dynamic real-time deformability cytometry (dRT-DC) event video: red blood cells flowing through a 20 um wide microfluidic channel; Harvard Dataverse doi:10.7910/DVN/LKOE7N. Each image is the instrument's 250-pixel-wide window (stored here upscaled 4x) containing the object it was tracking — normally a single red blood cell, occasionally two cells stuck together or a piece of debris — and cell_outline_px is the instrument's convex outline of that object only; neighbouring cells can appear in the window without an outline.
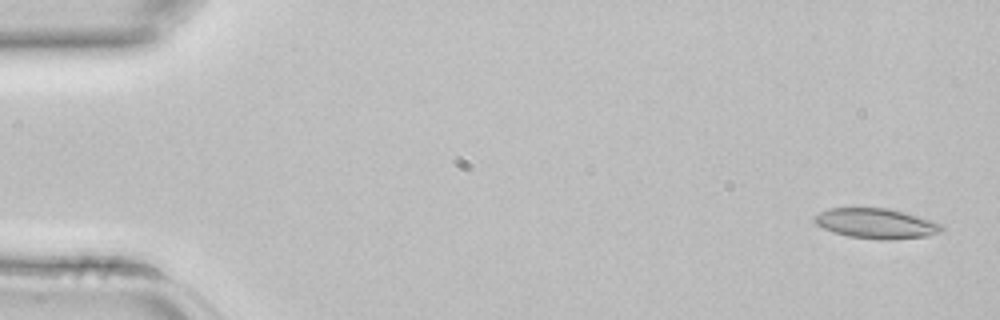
{"species": "common noctule bat (a hibernating species)", "species_latin": "Nyctalus noctula", "temperature_condition": "room temperature", "stored_images_in_passage": 4, "camera_frame_rate_fps": 3000, "um_per_image_px": 0.085, "animal": {"sex": "female", "body_mass_g": 22.7, "forearm_length_mm": 54.2}, "frame": {"image": 1, "passage_image": 1, "time_ms": 0.0, "image_size_px": [1000, 320], "cell_outline_px": [[944, 232], [928, 236], [892, 240], [880, 240], [848, 236], [824, 228], [816, 224], [812, 220], [812, 216], [828, 208], [888, 208], [904, 212], [932, 220], [940, 224], [944, 228]], "centroid_in_image_um": [74.49, 19.0], "position_along_channel_um": 10.5, "area_um2": 22.48}}
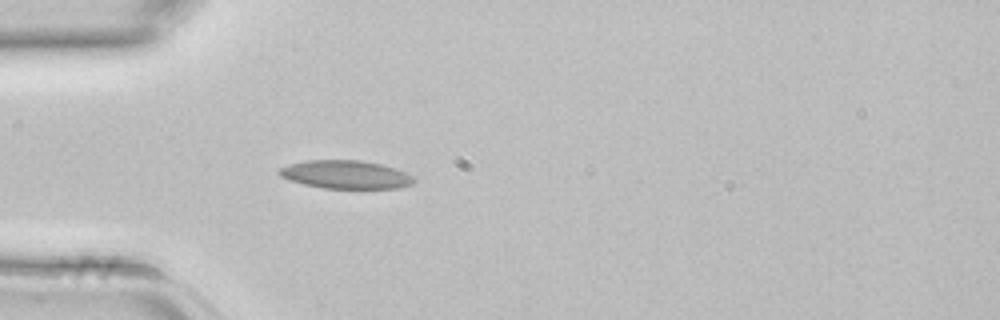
{"frame": {"image": 2, "passage_image": 4, "time_ms": 1.0, "image_size_px": [1000, 320], "cell_outline_px": [[416, 180], [412, 184], [396, 188], [324, 188], [304, 184], [288, 180], [280, 176], [276, 172], [280, 168], [288, 164], [308, 160], [360, 160], [380, 164], [396, 168], [412, 176]], "centroid_in_image_um": [29.35, 14.83], "position_along_channel_um": 55.6, "area_um2": 22.14}}